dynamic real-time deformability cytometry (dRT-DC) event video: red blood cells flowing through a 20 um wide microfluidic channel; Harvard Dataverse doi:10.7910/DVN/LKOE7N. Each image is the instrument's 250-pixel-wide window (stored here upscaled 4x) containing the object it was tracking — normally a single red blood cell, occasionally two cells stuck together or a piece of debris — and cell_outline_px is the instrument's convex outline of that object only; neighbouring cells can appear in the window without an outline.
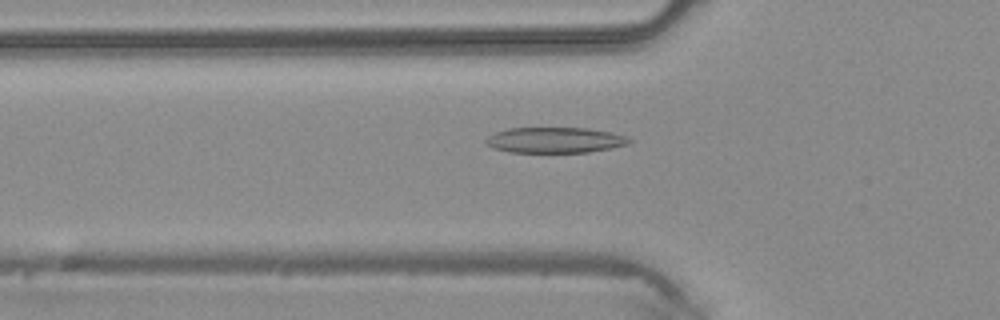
{"species": "common noctule bat (a hibernating species)", "species_latin": "Nyctalus noctula", "temperature_condition": "warm", "stored_images_in_passage": 46, "camera_frame_rate_fps": 3000, "um_per_image_px": 0.085, "animal": {"sex": "male", "body_mass_g": 20.4}, "frame": {"image": 1, "passage_image": 16, "time_ms": 5.0, "image_size_px": [1000, 320], "cell_outline_px": [[632, 140], [628, 144], [588, 152], [508, 152], [492, 148], [484, 140], [488, 136], [496, 132], [508, 128], [588, 128], [612, 132], [624, 136]], "centroid_in_image_um": [47.13, 11.9], "position_along_channel_um": 78.7, "area_um2": 21.27}}
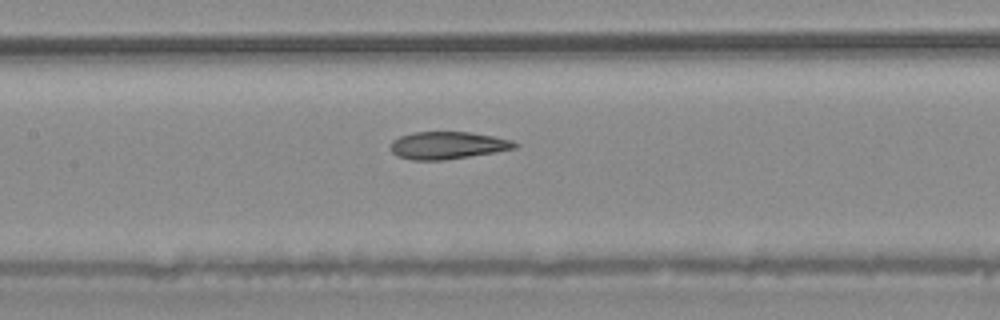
{"frame": {"image": 2, "passage_image": 22, "time_ms": 7.0, "image_size_px": [1000, 320], "cell_outline_px": [[520, 144], [516, 148], [496, 152], [444, 160], [412, 160], [396, 156], [392, 152], [388, 144], [392, 140], [400, 136], [412, 132], [468, 132], [492, 136], [512, 140]], "centroid_in_image_um": [38.01, 12.36], "position_along_channel_um": 169.4, "area_um2": 20.0}}
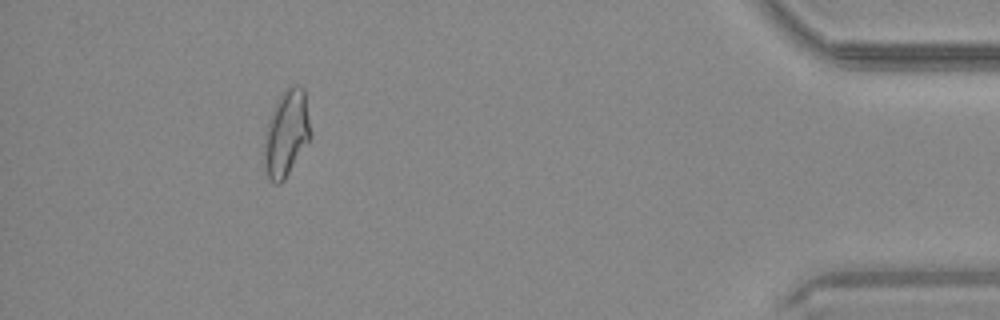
{"frame": {"image": 3, "passage_image": 42, "time_ms": 13.667, "image_size_px": [1000, 320], "cell_outline_px": [[312, 136], [284, 180], [280, 184], [276, 184], [268, 176], [264, 168], [264, 136], [268, 120], [276, 100], [284, 88], [288, 84], [300, 84], [304, 88]], "centroid_in_image_um": [24.34, 11.27], "position_along_channel_um": 410.9, "area_um2": 23.7}}